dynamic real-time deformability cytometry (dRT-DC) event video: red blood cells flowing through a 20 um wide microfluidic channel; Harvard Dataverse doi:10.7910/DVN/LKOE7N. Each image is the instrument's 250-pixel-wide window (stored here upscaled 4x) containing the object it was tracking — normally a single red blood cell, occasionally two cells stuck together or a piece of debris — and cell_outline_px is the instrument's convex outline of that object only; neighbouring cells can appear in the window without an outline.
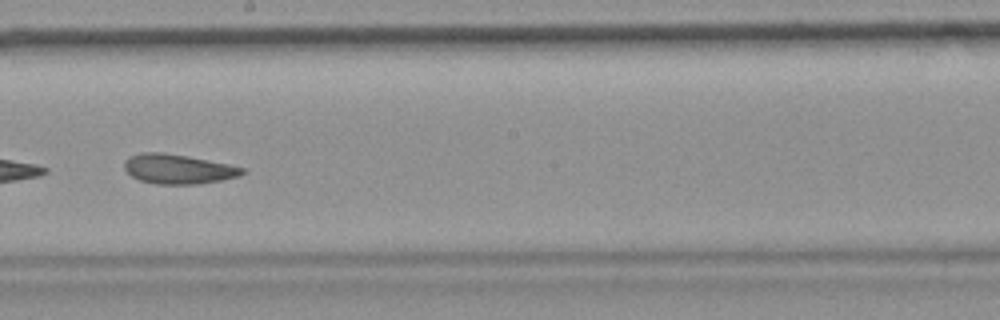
{"species": "common noctule bat (a hibernating species)", "species_latin": "Nyctalus noctula", "temperature_condition": "room temperature", "stored_images_in_passage": 30, "camera_frame_rate_fps": 3000, "um_per_image_px": 0.085, "animal": {"sex": "female", "body_mass_g": 19.9}, "frame": {"image": 1, "passage_image": 22, "time_ms": 7.0, "image_size_px": [1000, 320], "cell_outline_px": [[244, 172], [240, 176], [200, 184], [156, 184], [140, 180], [132, 176], [124, 168], [124, 160], [128, 156], [140, 152], [164, 152], [188, 156], [228, 164], [244, 168]], "centroid_in_image_um": [15.1, 14.36], "position_along_channel_um": 233.1, "area_um2": 20.4}}